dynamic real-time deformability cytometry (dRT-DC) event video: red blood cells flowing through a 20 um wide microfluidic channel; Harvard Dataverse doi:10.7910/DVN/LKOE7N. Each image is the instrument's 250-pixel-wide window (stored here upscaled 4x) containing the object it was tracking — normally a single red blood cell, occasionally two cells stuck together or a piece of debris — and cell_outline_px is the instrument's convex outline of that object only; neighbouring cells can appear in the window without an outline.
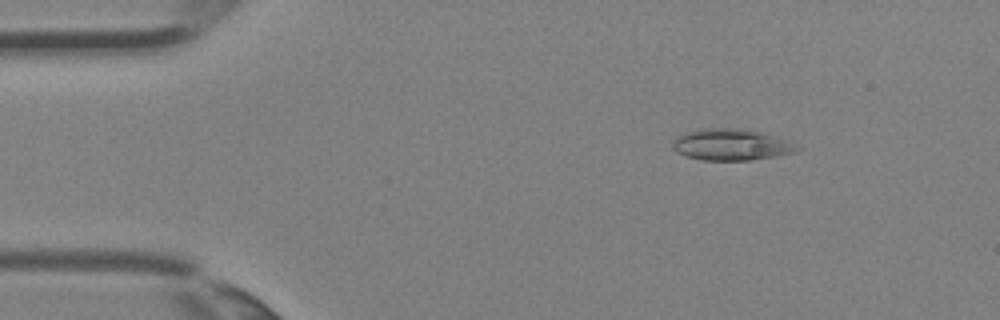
{"species": "Egyptian fruit bat (a non-hibernating species)", "species_latin": "Rousettus aegyptiacus", "temperature_condition": "room temperature", "stored_images_in_passage": 4, "camera_frame_rate_fps": 3000, "um_per_image_px": 0.085, "animal": {"sex": "female"}, "frame": {"image": 1, "passage_image": 2, "time_ms": 0.333, "image_size_px": [1000, 320], "cell_outline_px": [[800, 148], [796, 152], [776, 156], [748, 160], [700, 160], [676, 152], [672, 148], [672, 140], [676, 136], [700, 128], [732, 128], [760, 132], [792, 140]], "centroid_in_image_um": [62.16, 12.29], "position_along_channel_um": 22.8, "area_um2": 22.89}}